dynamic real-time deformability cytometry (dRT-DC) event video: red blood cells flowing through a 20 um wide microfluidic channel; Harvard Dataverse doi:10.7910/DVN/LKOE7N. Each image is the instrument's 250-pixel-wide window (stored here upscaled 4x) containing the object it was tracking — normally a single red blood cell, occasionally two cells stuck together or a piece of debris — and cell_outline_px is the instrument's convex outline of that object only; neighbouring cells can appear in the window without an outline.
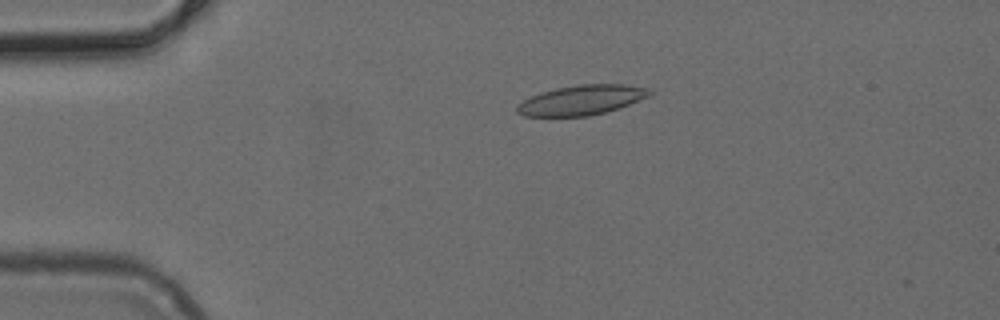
{"species": "common noctule bat (a hibernating species)", "species_latin": "Nyctalus noctula", "temperature_condition": "cold", "stored_images_in_passage": 43, "camera_frame_rate_fps": 3000, "um_per_image_px": 0.085, "animal": {"sex": "female", "body_mass_g": 24.6, "forearm_length_mm": 56.2}, "frame": {"image": 1, "passage_image": 5, "time_ms": 1.333, "image_size_px": [1000, 320], "cell_outline_px": [[652, 96], [604, 112], [588, 116], [524, 116], [516, 112], [516, 104], [540, 92], [556, 88], [580, 84], [624, 84], [648, 88], [652, 92]], "centroid_in_image_um": [49.42, 8.5], "position_along_channel_um": 35.6, "area_um2": 22.95}}
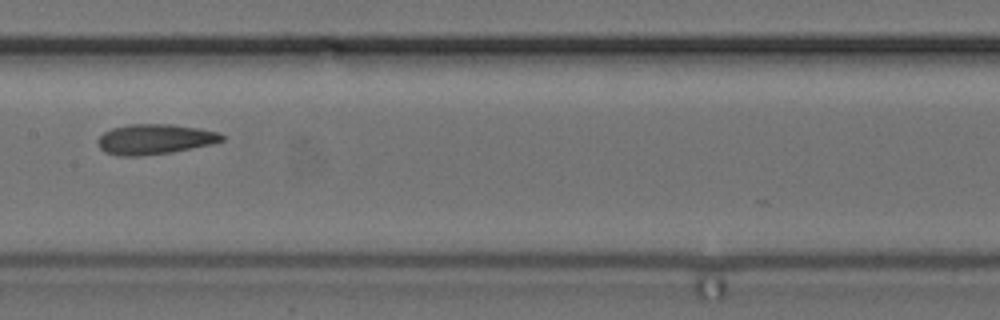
{"frame": {"image": 2, "passage_image": 20, "time_ms": 6.333, "image_size_px": [1000, 320], "cell_outline_px": [[224, 140], [212, 144], [172, 152], [140, 156], [120, 156], [104, 152], [100, 148], [96, 140], [104, 132], [112, 128], [128, 124], [172, 124], [200, 128], [220, 132], [224, 136]], "centroid_in_image_um": [13.16, 11.83], "position_along_channel_um": 194.2, "area_um2": 22.02}}
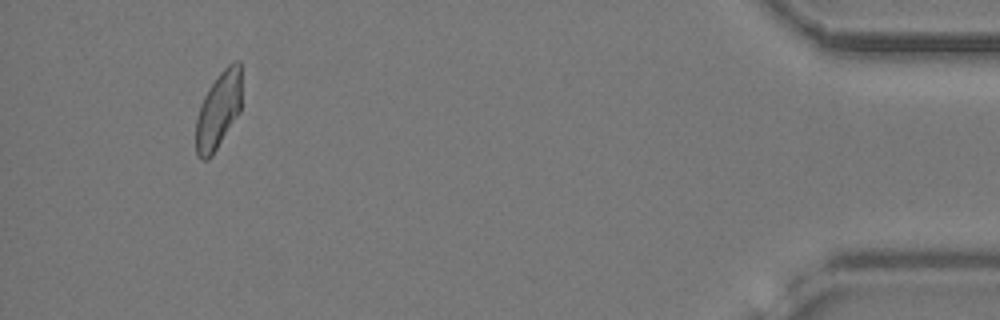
{"frame": {"image": 3, "passage_image": 42, "time_ms": 13.667, "image_size_px": [1000, 320], "cell_outline_px": [[240, 112], [212, 156], [208, 160], [200, 160], [196, 156], [196, 120], [200, 104], [208, 88], [220, 72], [232, 60], [240, 60]], "centroid_in_image_um": [18.55, 9.39], "position_along_channel_um": 416.7, "area_um2": 20.58}}